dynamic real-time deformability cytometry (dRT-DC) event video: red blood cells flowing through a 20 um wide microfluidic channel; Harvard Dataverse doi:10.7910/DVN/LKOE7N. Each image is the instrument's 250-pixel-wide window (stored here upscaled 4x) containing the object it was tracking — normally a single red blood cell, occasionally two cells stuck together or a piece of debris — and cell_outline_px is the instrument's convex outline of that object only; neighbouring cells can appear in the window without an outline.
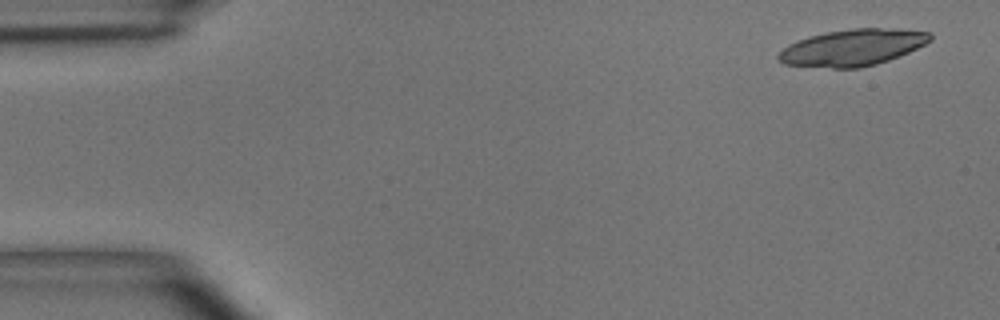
{"species": "common noctule bat (a hibernating species)", "species_latin": "Nyctalus noctula", "temperature_condition": "room temperature", "stored_images_in_passage": 7, "camera_frame_rate_fps": 3000, "um_per_image_px": 0.085, "animal": {"sex": "male", "body_mass_g": 15.6}, "frame": {"image": 1, "passage_image": 1, "time_ms": 0.0, "image_size_px": [1000, 320], "cell_outline_px": [[932, 40], [900, 56], [876, 64], [860, 68], [832, 68], [784, 64], [776, 56], [788, 44], [796, 40], [808, 36], [824, 32], [852, 28], [900, 28], [932, 32]], "centroid_in_image_um": [72.49, 4.02], "position_along_channel_um": 12.5, "area_um2": 32.54}}